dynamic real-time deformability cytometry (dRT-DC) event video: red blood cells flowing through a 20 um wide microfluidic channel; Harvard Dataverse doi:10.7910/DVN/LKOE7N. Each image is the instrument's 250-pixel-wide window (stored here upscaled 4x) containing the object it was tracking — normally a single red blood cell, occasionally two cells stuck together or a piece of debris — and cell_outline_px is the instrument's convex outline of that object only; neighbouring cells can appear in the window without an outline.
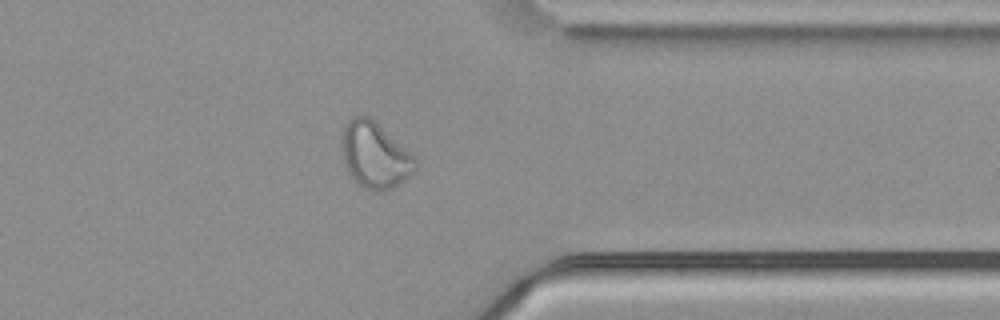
{"species": "common noctule bat (a hibernating species)", "species_latin": "Nyctalus noctula", "temperature_condition": "cold", "stored_images_in_passage": 51, "camera_frame_rate_fps": 3000, "um_per_image_px": 0.085, "animal": {"sex": "male", "body_mass_g": 21.5, "forearm_length_mm": 52.0}, "frame": {"image": 1, "passage_image": 44, "time_ms": 14.333, "image_size_px": [1000, 320], "cell_outline_px": [[416, 168], [404, 180], [392, 188], [384, 192], [376, 192], [364, 188], [356, 184], [352, 180], [344, 164], [340, 148], [340, 136], [344, 124], [352, 116], [368, 116], [408, 152], [416, 160]], "centroid_in_image_um": [31.76, 13.22], "position_along_channel_um": 379.6, "area_um2": 28.21}, "authors_computed_cell_mechanics": {"area_um2": 29.478, "velocity_mm_per_s": 3.7288, "shape_relaxation_time_tau1_ms": null, "shape_relaxation_time_tau2_ms": 1.4613, "deformation_change_tau1": null, "deformation_change_tau2": 0.0861}}